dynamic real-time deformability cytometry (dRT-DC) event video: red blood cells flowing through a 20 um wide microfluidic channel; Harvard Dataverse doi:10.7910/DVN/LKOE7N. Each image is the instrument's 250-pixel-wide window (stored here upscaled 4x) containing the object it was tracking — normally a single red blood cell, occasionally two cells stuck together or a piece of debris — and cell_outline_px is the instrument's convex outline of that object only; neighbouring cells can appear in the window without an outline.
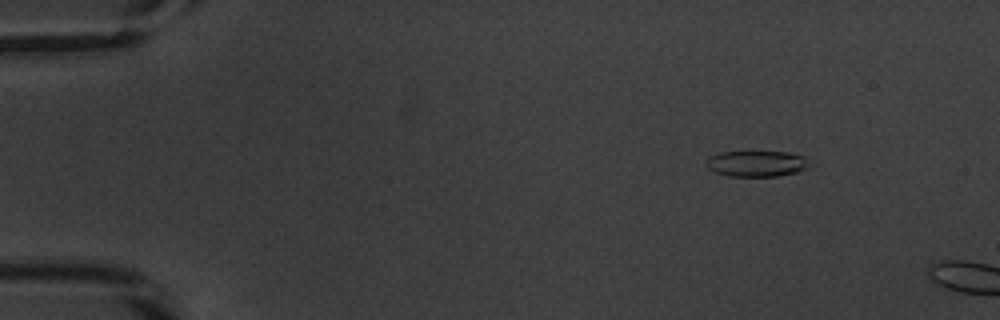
{"species": "common noctule bat (a hibernating species)", "species_latin": "Nyctalus noctula", "temperature_condition": "warm", "stored_images_in_passage": 9, "camera_frame_rate_fps": 3000, "um_per_image_px": 0.085, "animal": {"sex": "male", "body_mass_g": 20.1, "forearm_length_mm": 53.5}, "frame": {"image": 1, "passage_image": 7, "time_ms": 2.0, "image_size_px": [1000, 320], "cell_outline_px": [[808, 168], [796, 172], [776, 176], [728, 176], [716, 172], [708, 168], [704, 164], [704, 160], [720, 152], [788, 152], [804, 156]], "centroid_in_image_um": [64.26, 13.91], "position_along_channel_um": 20.7, "area_um2": 15.43}}